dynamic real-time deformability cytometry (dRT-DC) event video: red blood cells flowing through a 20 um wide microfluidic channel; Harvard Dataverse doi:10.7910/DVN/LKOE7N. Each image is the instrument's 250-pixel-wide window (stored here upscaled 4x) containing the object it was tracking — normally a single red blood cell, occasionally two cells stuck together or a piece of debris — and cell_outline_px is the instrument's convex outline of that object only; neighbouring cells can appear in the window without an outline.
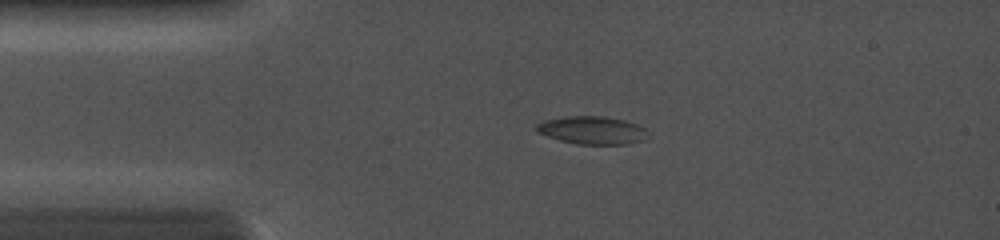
{"species": "common noctule bat (a hibernating species)", "species_latin": "Nyctalus noctula", "temperature_condition": "cold", "stored_images_in_passage": 52, "camera_frame_rate_fps": 5000, "um_per_image_px": 0.085, "animal": {"sex": "female", "body_mass_g": 19.0, "forearm_length_mm": 56.7}, "frame": {"image": 1, "passage_image": 1, "time_ms": 0.0, "image_size_px": [1000, 240], "cell_outline_px": [[648, 132], [644, 140], [624, 144], [576, 144], [560, 140], [536, 132], [536, 124], [544, 120], [564, 116], [604, 116], [624, 120], [648, 128]], "centroid_in_image_um": [50.34, 11.06], "position_along_channel_um": 34.7, "area_um2": 18.21}}
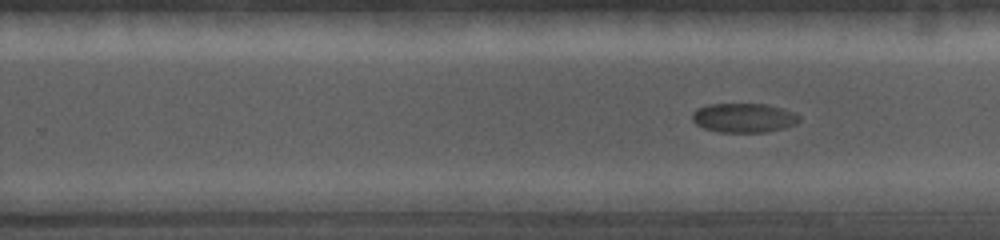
{"frame": {"image": 2, "passage_image": 26, "time_ms": 6.4, "image_size_px": [1000, 240], "cell_outline_px": [[800, 120], [796, 124], [784, 128], [764, 132], [716, 132], [704, 128], [696, 124], [692, 120], [692, 112], [696, 108], [708, 104], [764, 104], [780, 108], [792, 112], [800, 116]], "centroid_in_image_um": [63.18, 10.02], "position_along_channel_um": 266.6, "area_um2": 18.26}}
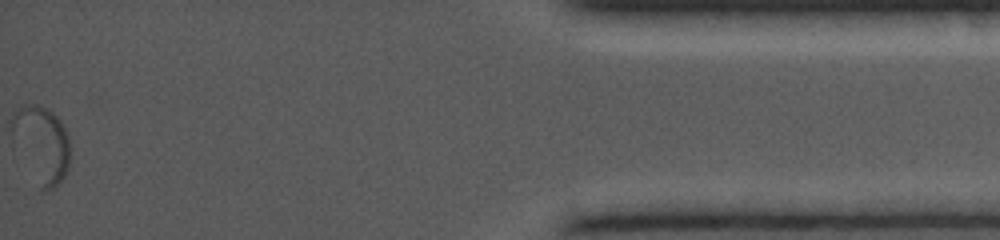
{"frame": {"image": 3, "passage_image": 52, "time_ms": 12.2, "image_size_px": [1000, 240], "cell_outline_px": [[68, 168], [64, 176], [52, 188], [40, 188], [12, 136], [12, 116], [16, 108], [24, 104], [40, 104], [52, 112], [60, 120], [68, 136]], "centroid_in_image_um": [3.52, 12.16], "position_along_channel_um": 431.7, "area_um2": 24.97}}